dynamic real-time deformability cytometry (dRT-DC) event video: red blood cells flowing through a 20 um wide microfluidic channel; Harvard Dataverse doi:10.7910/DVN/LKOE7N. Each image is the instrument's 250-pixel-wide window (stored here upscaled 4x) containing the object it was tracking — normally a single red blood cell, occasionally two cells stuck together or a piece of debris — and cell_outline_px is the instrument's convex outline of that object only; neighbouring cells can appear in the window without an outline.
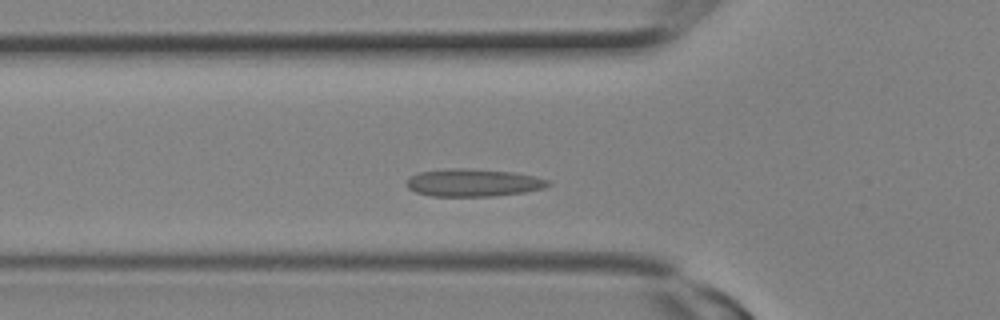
{"species": "Egyptian fruit bat (a non-hibernating species)", "species_latin": "Rousettus aegyptiacus", "temperature_condition": "room temperature", "stored_images_in_passage": 4, "camera_frame_rate_fps": 3000, "um_per_image_px": 0.085, "animal": {"sex": "female"}, "frame": {"image": 1, "passage_image": 2, "time_ms": 0.333, "image_size_px": [1000, 320], "cell_outline_px": [[552, 184], [544, 188], [524, 192], [492, 196], [432, 196], [416, 192], [408, 188], [408, 176], [420, 172], [448, 168], [468, 168], [512, 172], [536, 176], [548, 180]], "centroid_in_image_um": [40.24, 15.52], "position_along_channel_um": 85.6, "area_um2": 22.77}}
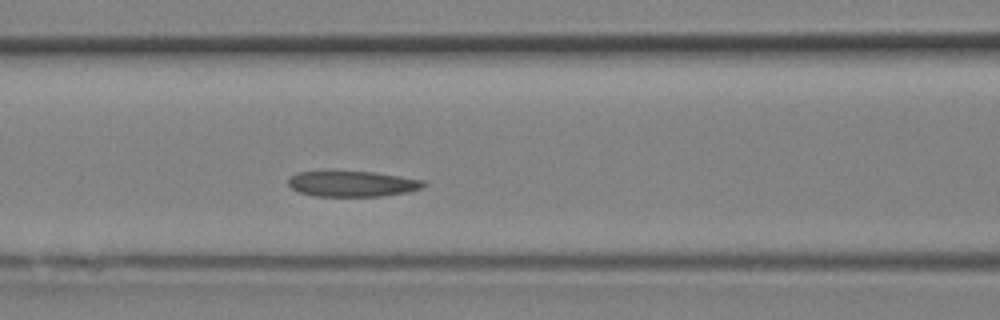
{"frame": {"image": 2, "passage_image": 4, "time_ms": 1.0, "image_size_px": [1000, 320], "cell_outline_px": [[428, 184], [420, 188], [408, 192], [380, 196], [312, 196], [300, 192], [292, 188], [288, 184], [288, 176], [296, 172], [324, 168], [336, 168], [372, 172], [400, 176], [424, 180]], "centroid_in_image_um": [29.84, 15.56], "position_along_channel_um": 136.8, "area_um2": 21.39}}